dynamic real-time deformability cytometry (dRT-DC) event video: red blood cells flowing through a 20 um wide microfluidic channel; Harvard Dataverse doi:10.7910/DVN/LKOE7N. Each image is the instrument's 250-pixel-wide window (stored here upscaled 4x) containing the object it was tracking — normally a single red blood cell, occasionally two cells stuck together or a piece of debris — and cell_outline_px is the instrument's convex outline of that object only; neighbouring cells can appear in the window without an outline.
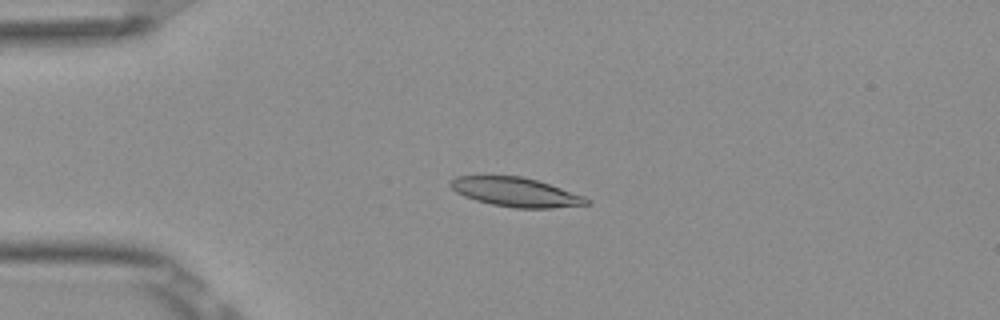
{"species": "Egyptian fruit bat (a non-hibernating species)", "species_latin": "Rousettus aegyptiacus", "temperature_condition": "room temperature", "stored_images_in_passage": 49, "camera_frame_rate_fps": 3000, "um_per_image_px": 0.085, "frame": {"image": 1, "passage_image": 12, "time_ms": 3.667, "image_size_px": [1000, 320], "cell_outline_px": [[592, 204], [552, 208], [516, 208], [492, 204], [476, 200], [464, 196], [456, 192], [448, 184], [456, 176], [520, 176], [536, 180], [584, 196], [592, 200]], "centroid_in_image_um": [43.86, 16.34], "position_along_channel_um": 41.1, "area_um2": 22.95}}
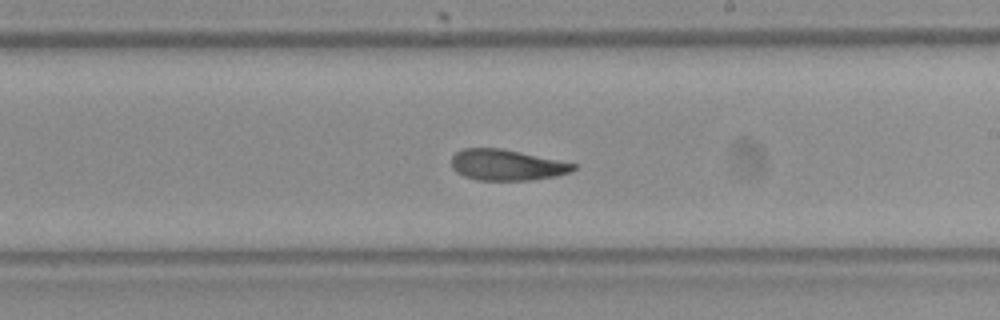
{"frame": {"image": 2, "passage_image": 30, "time_ms": 9.667, "image_size_px": [1000, 320], "cell_outline_px": [[576, 168], [568, 172], [556, 176], [532, 180], [476, 180], [464, 176], [456, 172], [452, 168], [452, 156], [456, 152], [464, 148], [500, 148], [520, 152], [576, 164]], "centroid_in_image_um": [43.03, 14.03], "position_along_channel_um": 246.0, "area_um2": 21.79}}
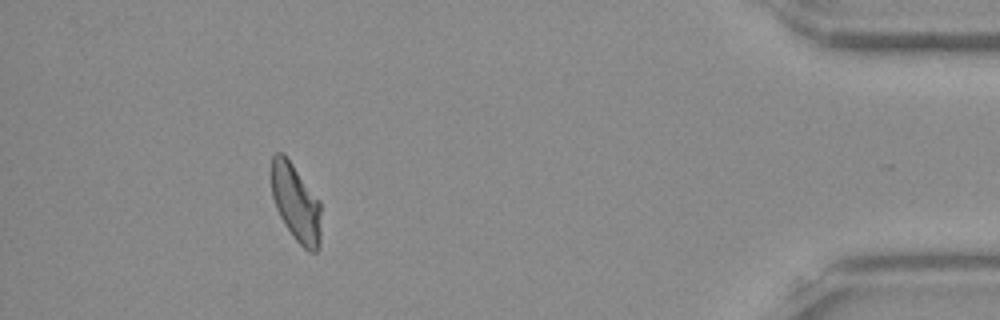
{"frame": {"image": 3, "passage_image": 47, "time_ms": 15.333, "image_size_px": [1000, 320], "cell_outline_px": [[320, 244], [316, 252], [308, 252], [292, 236], [284, 224], [276, 208], [272, 196], [272, 156], [276, 152], [284, 152], [320, 200]], "centroid_in_image_um": [25.16, 17.23], "position_along_channel_um": 410.0, "area_um2": 22.54}, "authors_computed_cell_mechanics": {"area_um2": 22.9466, "velocity_mm_per_s": 3.8798, "shape_relaxation_time_tau1_ms": 6.3456, "shape_relaxation_time_tau2_ms": 3.4794, "deformation_change_tau1": 0.212, "deformation_change_tau2": 0.11}}